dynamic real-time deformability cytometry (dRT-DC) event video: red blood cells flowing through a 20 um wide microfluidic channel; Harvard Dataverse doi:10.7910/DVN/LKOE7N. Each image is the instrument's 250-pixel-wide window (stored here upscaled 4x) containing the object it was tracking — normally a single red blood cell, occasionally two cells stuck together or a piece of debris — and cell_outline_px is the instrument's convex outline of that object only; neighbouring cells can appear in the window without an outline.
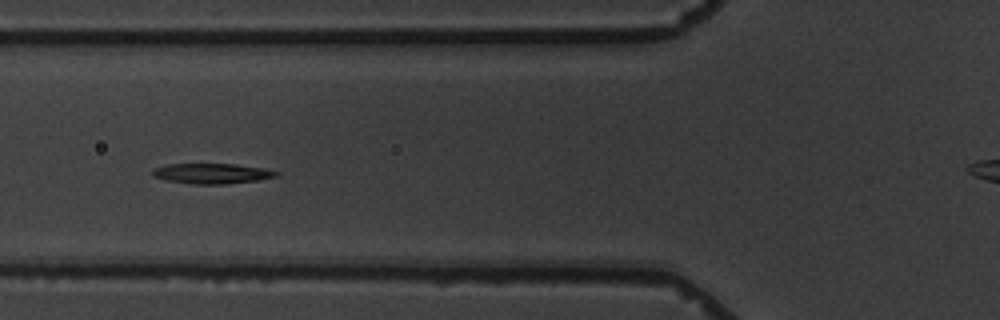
{"species": "common noctule bat (a hibernating species)", "species_latin": "Nyctalus noctula", "temperature_condition": "warm", "stored_images_in_passage": 5, "camera_frame_rate_fps": 3000, "um_per_image_px": 0.085, "animal": {"sex": "male", "body_mass_g": 19.5, "forearm_length_mm": 54.6}, "frame": {"image": 1, "passage_image": 2, "time_ms": 1.333, "image_size_px": [1000, 320], "cell_outline_px": [[280, 172], [276, 176], [256, 180], [224, 184], [192, 184], [164, 180], [152, 176], [152, 168], [168, 164], [236, 164], [264, 168]], "centroid_in_image_um": [17.96, 14.74], "position_along_channel_um": 107.8, "area_um2": 14.62}}
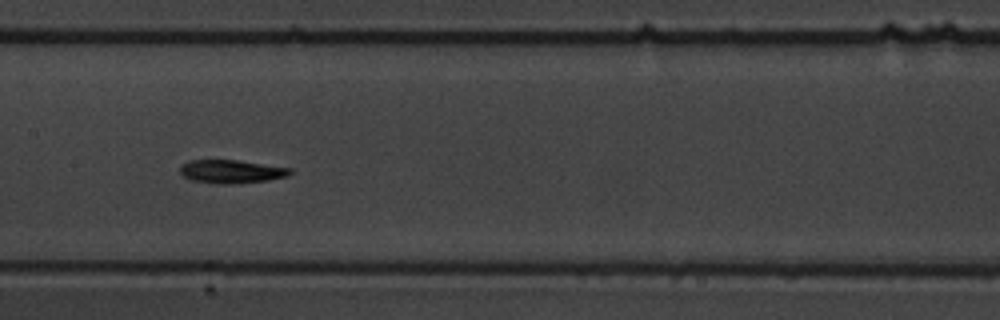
{"frame": {"image": 2, "passage_image": 4, "time_ms": 3.667, "image_size_px": [1000, 320], "cell_outline_px": [[292, 172], [288, 176], [268, 180], [232, 184], [216, 184], [192, 180], [184, 176], [180, 172], [180, 168], [188, 160], [236, 160], [292, 168]], "centroid_in_image_um": [19.68, 14.58], "position_along_channel_um": 187.7, "area_um2": 14.91}}
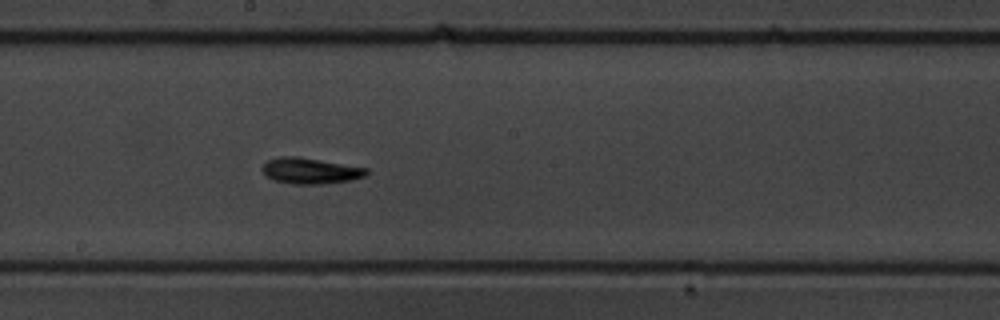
{"frame": {"image": 3, "passage_image": 5, "time_ms": 4.667, "image_size_px": [1000, 320], "cell_outline_px": [[368, 172], [364, 176], [352, 180], [320, 184], [292, 184], [272, 180], [260, 168], [268, 160], [280, 156], [300, 156], [368, 168]], "centroid_in_image_um": [26.37, 14.51], "position_along_channel_um": 221.8, "area_um2": 15.84}}